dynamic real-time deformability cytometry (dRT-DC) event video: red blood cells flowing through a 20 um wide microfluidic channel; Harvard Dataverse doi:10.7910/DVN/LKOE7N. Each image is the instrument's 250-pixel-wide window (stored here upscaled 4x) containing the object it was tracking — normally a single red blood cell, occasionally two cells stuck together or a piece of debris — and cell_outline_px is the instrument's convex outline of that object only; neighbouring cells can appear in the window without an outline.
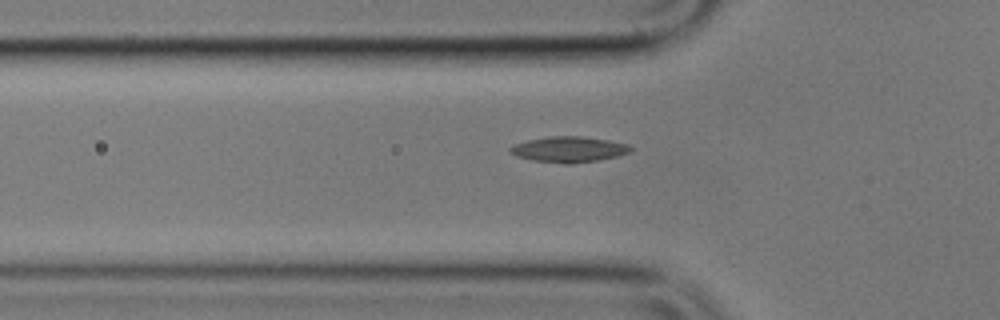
{"species": "common noctule bat (a hibernating species)", "species_latin": "Nyctalus noctula", "temperature_condition": "cold", "stored_images_in_passage": 42, "camera_frame_rate_fps": 3000, "um_per_image_px": 0.085, "animal": {"sex": "male", "body_mass_g": 17.9}, "frame": {"image": 1, "passage_image": 7, "time_ms": 2.0, "image_size_px": [1000, 320], "cell_outline_px": [[632, 152], [600, 160], [572, 164], [564, 164], [532, 160], [516, 156], [508, 152], [508, 148], [512, 144], [528, 140], [552, 136], [580, 136], [608, 140], [628, 144], [632, 148]], "centroid_in_image_um": [48.33, 12.7], "position_along_channel_um": 77.5, "area_um2": 18.21}}
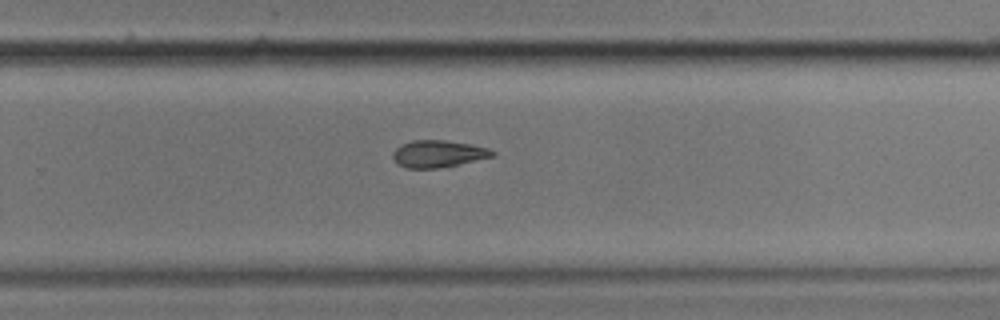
{"frame": {"image": 2, "passage_image": 25, "time_ms": 8.0, "image_size_px": [1000, 320], "cell_outline_px": [[496, 156], [436, 168], [404, 168], [396, 164], [392, 156], [392, 152], [400, 144], [412, 140], [444, 140], [468, 144], [488, 148], [496, 152]], "centroid_in_image_um": [37.19, 13.07], "position_along_channel_um": 292.6, "area_um2": 15.66}}
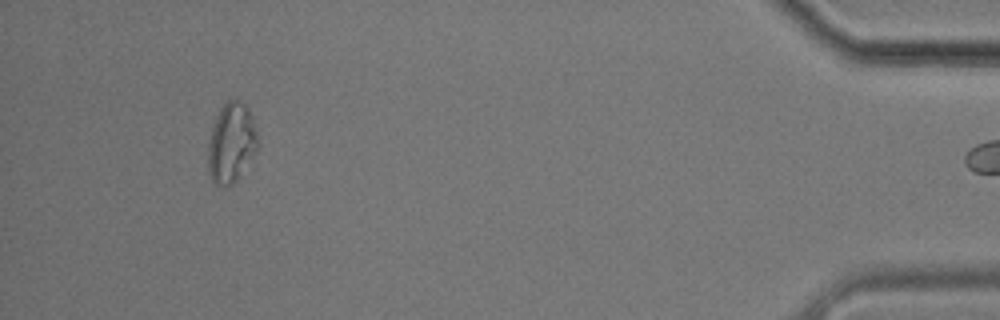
{"frame": {"image": 3, "passage_image": 41, "time_ms": 13.333, "image_size_px": [1000, 320], "cell_outline_px": [[260, 140], [256, 152], [236, 180], [232, 184], [212, 184], [208, 172], [208, 144], [212, 128], [216, 116], [224, 100], [232, 96], [240, 100], [248, 108], [256, 128]], "centroid_in_image_um": [19.67, 12.08], "position_along_channel_um": 415.5, "area_um2": 23.47}}